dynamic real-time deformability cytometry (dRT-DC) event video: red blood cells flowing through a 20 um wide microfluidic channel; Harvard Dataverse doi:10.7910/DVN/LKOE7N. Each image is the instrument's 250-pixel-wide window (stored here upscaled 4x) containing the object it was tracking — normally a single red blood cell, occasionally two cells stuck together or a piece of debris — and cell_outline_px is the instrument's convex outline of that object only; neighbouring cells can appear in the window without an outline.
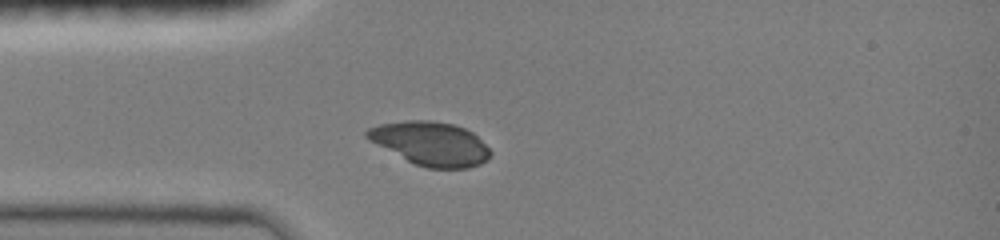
{"species": "common noctule bat (a hibernating species)", "species_latin": "Nyctalus noctula", "temperature_condition": "room temperature", "stored_images_in_passage": 33, "camera_frame_rate_fps": 3000, "um_per_image_px": 0.085, "animal": {"sex": "female", "body_mass_g": 19.0, "forearm_length_mm": 51.5}, "frame": {"image": 1, "passage_image": 1, "time_ms": 0.0, "image_size_px": [1000, 240], "cell_outline_px": [[492, 156], [488, 160], [480, 164], [468, 168], [428, 168], [416, 164], [368, 140], [364, 136], [364, 132], [368, 128], [380, 124], [404, 120], [432, 120], [452, 124], [464, 128], [472, 132], [492, 152]], "centroid_in_image_um": [36.6, 12.19], "position_along_channel_um": 48.4, "area_um2": 31.27}}
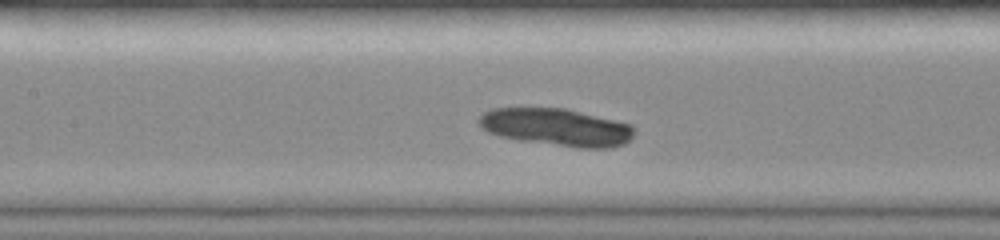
{"frame": {"image": 2, "passage_image": 10, "time_ms": 3.0, "image_size_px": [1000, 240], "cell_outline_px": [[636, 132], [624, 144], [612, 148], [576, 148], [520, 140], [500, 136], [488, 132], [480, 128], [476, 120], [484, 112], [492, 108], [568, 108], [632, 124]], "centroid_in_image_um": [47.31, 10.81], "position_along_channel_um": 160.1, "area_um2": 34.33}}
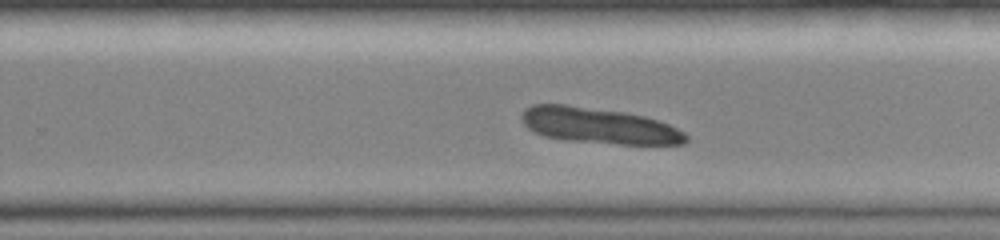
{"frame": {"image": 3, "passage_image": 19, "time_ms": 6.0, "image_size_px": [1000, 240], "cell_outline_px": [[688, 140], [684, 144], [620, 144], [568, 140], [544, 136], [532, 132], [524, 124], [520, 116], [524, 108], [532, 104], [564, 104], [624, 112], [644, 116], [668, 124], [684, 132], [688, 136]], "centroid_in_image_um": [50.87, 10.67], "position_along_channel_um": 278.9, "area_um2": 34.28}}